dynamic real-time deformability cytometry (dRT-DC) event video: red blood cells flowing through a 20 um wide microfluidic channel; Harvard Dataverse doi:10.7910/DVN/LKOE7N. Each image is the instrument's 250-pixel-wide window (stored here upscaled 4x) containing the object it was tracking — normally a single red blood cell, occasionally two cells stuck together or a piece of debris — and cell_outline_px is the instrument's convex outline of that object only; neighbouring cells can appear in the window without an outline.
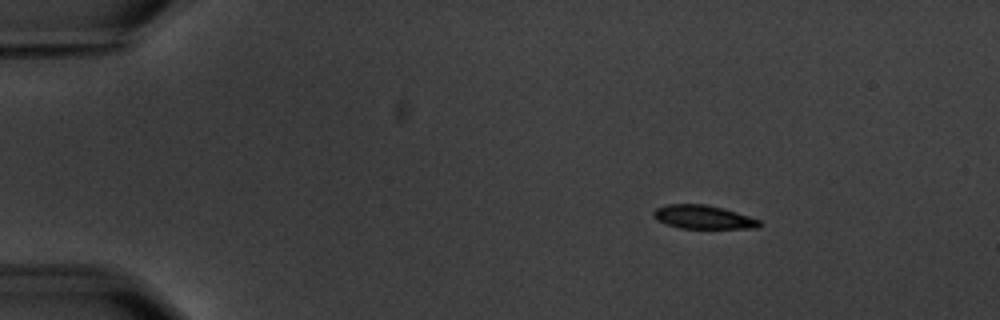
{"species": "common noctule bat (a hibernating species)", "species_latin": "Nyctalus noctula", "temperature_condition": "warm", "stored_images_in_passage": 4, "segment_of_instrument_passage": [1, 2], "camera_frame_rate_fps": 3000, "um_per_image_px": 0.085, "animal": {"sex": "male", "body_mass_g": 20.1, "forearm_length_mm": 53.5}, "frame": {"image": 1, "passage_image": 1, "time_ms": 0.0, "image_size_px": [1000, 320], "cell_outline_px": [[760, 224], [756, 228], [680, 228], [656, 220], [652, 216], [652, 212], [656, 208], [668, 204], [704, 204], [724, 208], [760, 220]], "centroid_in_image_um": [59.73, 18.44], "position_along_channel_um": 25.3, "area_um2": 14.45}}